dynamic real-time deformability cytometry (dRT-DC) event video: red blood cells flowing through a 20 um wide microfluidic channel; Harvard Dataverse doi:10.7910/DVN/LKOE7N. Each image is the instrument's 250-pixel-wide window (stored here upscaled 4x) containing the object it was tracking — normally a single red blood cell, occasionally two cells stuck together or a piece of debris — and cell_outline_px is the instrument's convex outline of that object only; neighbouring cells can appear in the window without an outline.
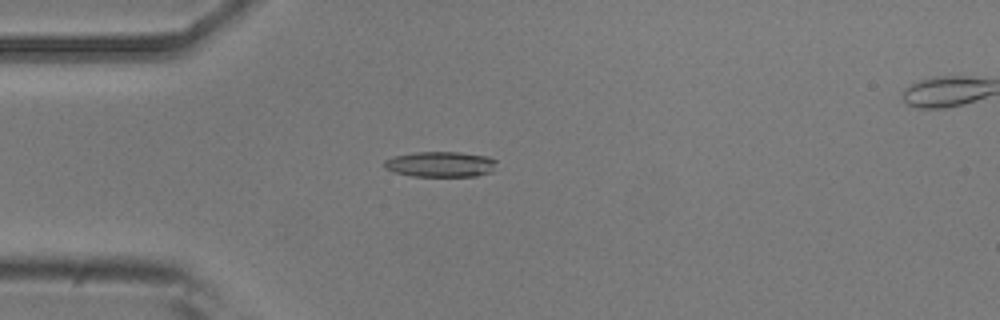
{"species": "common noctule bat (a hibernating species)", "species_latin": "Nyctalus noctula", "temperature_condition": "room temperature", "stored_images_in_passage": 52, "camera_frame_rate_fps": 3000, "um_per_image_px": 0.085, "animal": {"sex": "male", "body_mass_g": 20.5, "forearm_length_mm": 52.5}, "frame": {"image": 1, "passage_image": 14, "time_ms": 4.333, "image_size_px": [1000, 320], "cell_outline_px": [[496, 160], [492, 172], [476, 176], [412, 176], [396, 172], [384, 168], [384, 160], [392, 156], [416, 152], [460, 152], [488, 156]], "centroid_in_image_um": [37.44, 13.95], "position_along_channel_um": 47.6, "area_um2": 16.7}}
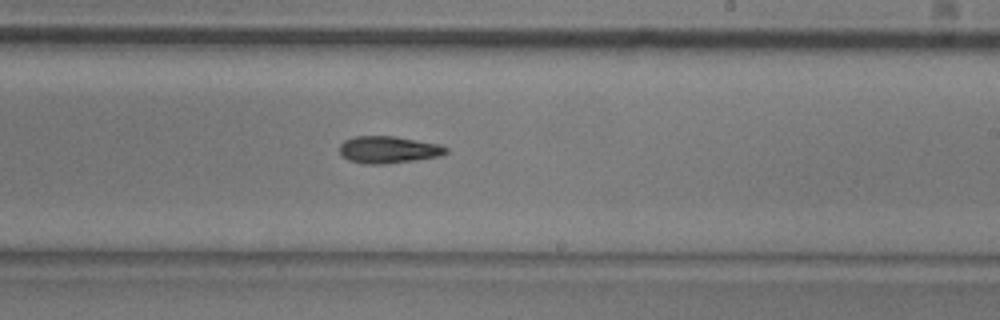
{"frame": {"image": 2, "passage_image": 31, "time_ms": 10.0, "image_size_px": [1000, 320], "cell_outline_px": [[448, 152], [440, 156], [384, 164], [364, 164], [348, 160], [340, 156], [340, 144], [344, 140], [356, 136], [392, 136], [440, 144], [448, 148]], "centroid_in_image_um": [32.98, 12.72], "position_along_channel_um": 256.0, "area_um2": 16.76}}
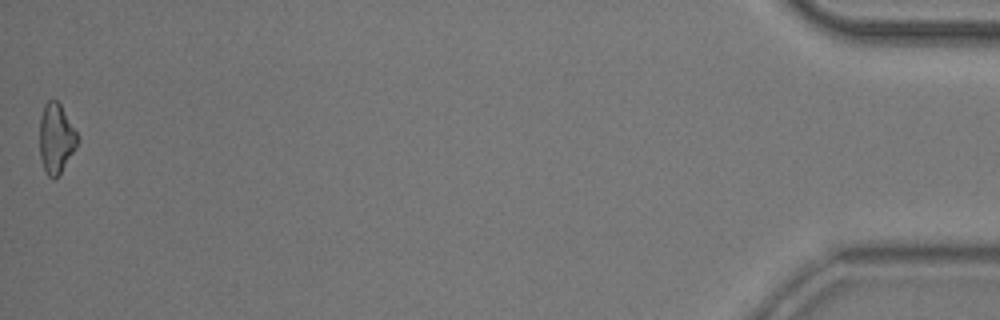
{"frame": {"image": 3, "passage_image": 52, "time_ms": 17.0, "image_size_px": [1000, 320], "cell_outline_px": [[80, 140], [76, 148], [60, 172], [52, 180], [48, 176], [40, 160], [40, 116], [44, 104], [48, 100], [56, 100], [60, 104], [80, 136]], "centroid_in_image_um": [4.78, 11.74], "position_along_channel_um": 430.4, "area_um2": 15.49}, "authors_computed_cell_mechanics": {"area_um2": 16.3574, "velocity_mm_per_s": 3.8919, "shape_relaxation_time_tau1_ms": 9.3908, "shape_relaxation_time_tau2_ms": null, "deformation_change_tau1": 0.1808, "deformation_change_tau2": null}}